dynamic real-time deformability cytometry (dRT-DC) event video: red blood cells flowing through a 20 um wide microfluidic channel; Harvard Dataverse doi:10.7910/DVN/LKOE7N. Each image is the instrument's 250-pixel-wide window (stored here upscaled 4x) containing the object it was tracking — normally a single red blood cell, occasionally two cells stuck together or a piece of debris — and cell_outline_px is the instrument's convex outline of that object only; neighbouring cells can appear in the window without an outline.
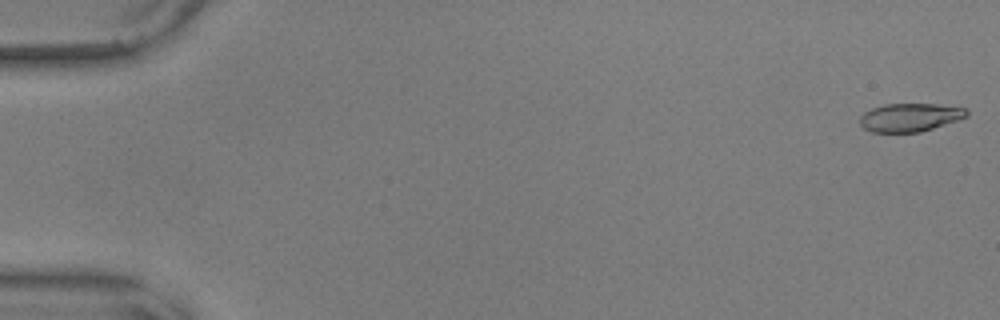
{"species": "common noctule bat (a hibernating species)", "species_latin": "Nyctalus noctula", "temperature_condition": "warm", "stored_images_in_passage": 56, "camera_frame_rate_fps": 3000, "um_per_image_px": 0.085, "animal": {"sex": "male", "body_mass_g": 17.9, "forearm_length_mm": 54.2}, "frame": {"image": 1, "passage_image": 1, "time_ms": 0.0, "image_size_px": [1000, 320], "cell_outline_px": [[968, 116], [920, 132], [872, 132], [864, 128], [860, 124], [860, 116], [864, 112], [872, 108], [884, 104], [936, 104], [968, 108]], "centroid_in_image_um": [77.33, 9.97], "position_along_channel_um": 7.7, "area_um2": 17.51}}
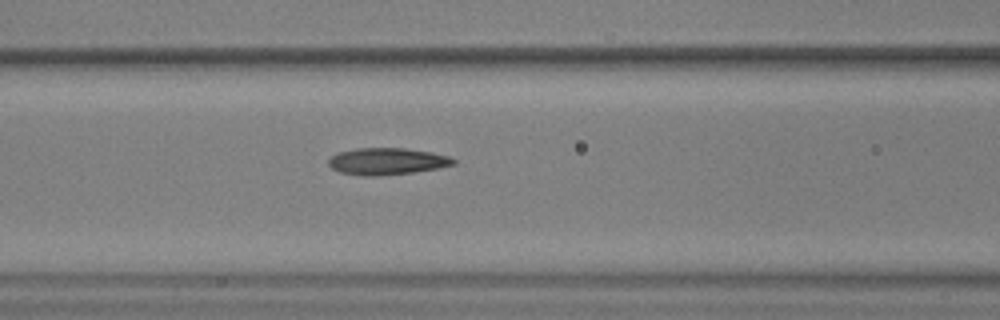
{"frame": {"image": 2, "passage_image": 24, "time_ms": 7.667, "image_size_px": [1000, 320], "cell_outline_px": [[456, 164], [440, 168], [412, 172], [376, 176], [364, 176], [340, 172], [332, 168], [328, 164], [328, 160], [332, 156], [340, 152], [356, 148], [404, 148], [432, 152], [448, 156], [456, 160]], "centroid_in_image_um": [32.92, 13.71], "position_along_channel_um": 133.7, "area_um2": 19.48}}
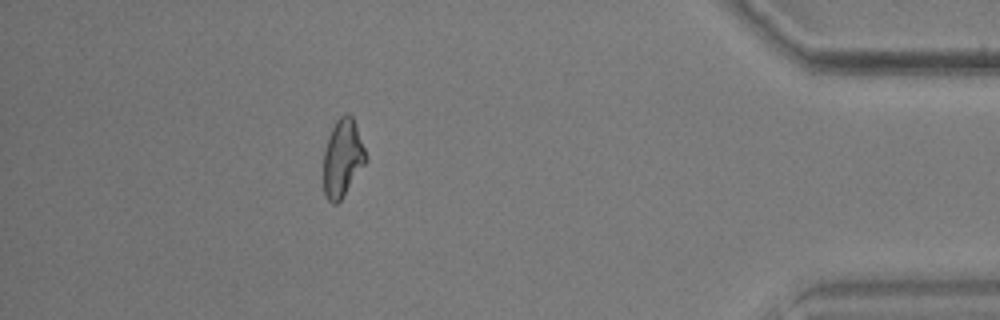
{"frame": {"image": 3, "passage_image": 50, "time_ms": 16.333, "image_size_px": [1000, 320], "cell_outline_px": [[368, 160], [340, 200], [336, 204], [332, 204], [328, 200], [324, 192], [324, 152], [328, 136], [336, 120], [344, 112], [348, 112], [352, 116], [368, 156]], "centroid_in_image_um": [29.13, 13.41], "position_along_channel_um": 406.1, "area_um2": 19.13}, "authors_computed_cell_mechanics": {"area_um2": 19.1029, "velocity_mm_per_s": 3.65, "shape_relaxation_time_tau1_ms": 4.8523, "shape_relaxation_time_tau2_ms": 3.4937, "deformation_change_tau1": 0.1603, "deformation_change_tau2": 0.1226}}